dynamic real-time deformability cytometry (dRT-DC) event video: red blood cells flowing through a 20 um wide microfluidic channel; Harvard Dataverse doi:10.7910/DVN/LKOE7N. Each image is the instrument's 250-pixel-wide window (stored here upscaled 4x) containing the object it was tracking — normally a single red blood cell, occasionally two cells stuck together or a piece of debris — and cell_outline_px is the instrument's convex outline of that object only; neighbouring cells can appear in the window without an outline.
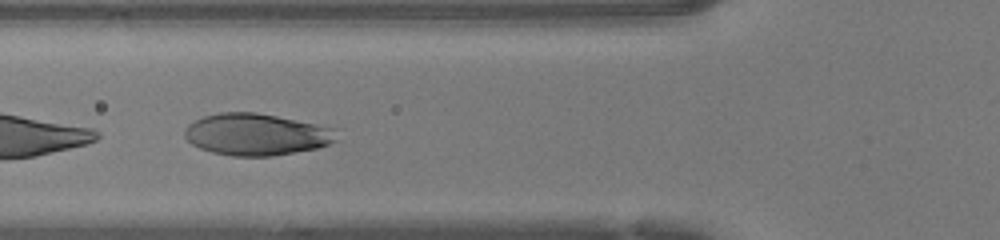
{"species": "human", "species_latin": "Homo sapiens", "temperature_condition": "warm", "stored_images_in_passage": 27, "camera_frame_rate_fps": 3000, "um_per_image_px": 0.085, "donor": {"sex": "female"}, "frame": {"image": 1, "passage_image": 15, "time_ms": 4.667, "image_size_px": [1000, 240], "cell_outline_px": [[340, 128], [336, 140], [328, 144], [316, 148], [272, 156], [232, 156], [212, 152], [200, 148], [192, 144], [184, 136], [184, 128], [188, 124], [204, 116], [220, 112], [256, 112]], "centroid_in_image_um": [21.82, 11.42], "position_along_channel_um": 104.0, "area_um2": 37.28}}
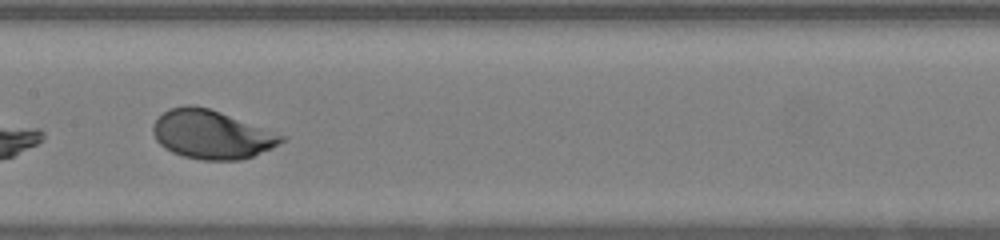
{"frame": {"image": 2, "passage_image": 21, "time_ms": 6.667, "image_size_px": [1000, 240], "cell_outline_px": [[288, 136], [284, 140], [272, 148], [252, 156], [240, 160], [200, 160], [184, 156], [172, 152], [164, 148], [156, 140], [152, 132], [152, 124], [168, 108], [184, 104], [192, 104], [208, 108], [220, 112]], "centroid_in_image_um": [17.97, 11.42], "position_along_channel_um": 189.4, "area_um2": 36.53}}
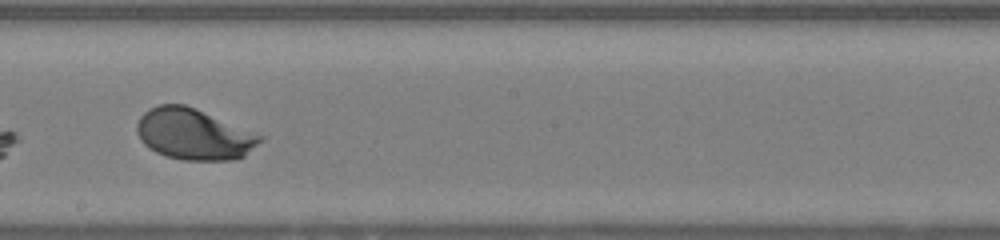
{"frame": {"image": 3, "passage_image": 24, "time_ms": 7.667, "image_size_px": [1000, 240], "cell_outline_px": [[268, 136], [264, 140], [244, 156], [236, 160], [184, 160], [168, 156], [156, 152], [148, 148], [140, 140], [136, 132], [136, 124], [140, 116], [148, 108], [156, 104], [184, 104], [196, 108]], "centroid_in_image_um": [16.52, 11.39], "position_along_channel_um": 231.7, "area_um2": 37.4}}